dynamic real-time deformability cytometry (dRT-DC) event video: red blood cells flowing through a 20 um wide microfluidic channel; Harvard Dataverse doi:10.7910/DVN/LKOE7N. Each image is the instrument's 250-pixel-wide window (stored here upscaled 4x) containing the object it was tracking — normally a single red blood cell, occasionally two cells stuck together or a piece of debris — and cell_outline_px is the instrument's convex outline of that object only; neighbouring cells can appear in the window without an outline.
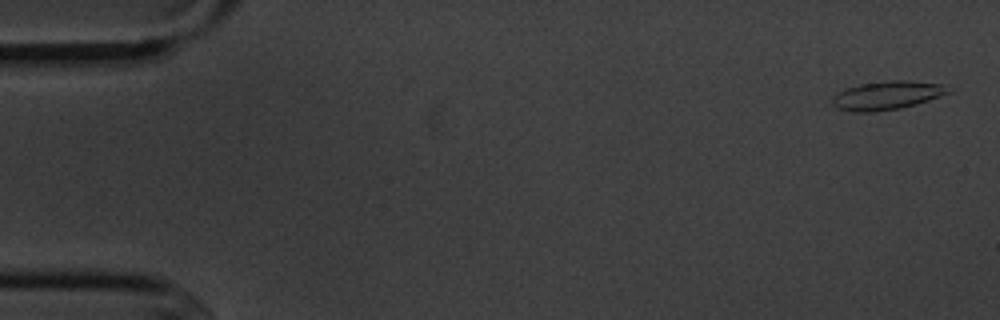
{"species": "common noctule bat (a hibernating species)", "species_latin": "Nyctalus noctula", "temperature_condition": "cold", "stored_images_in_passage": 5, "camera_frame_rate_fps": 3000, "um_per_image_px": 0.085, "animal": {"sex": "male", "body_mass_g": 20.1, "forearm_length_mm": 53.5}, "frame": {"image": 1, "passage_image": 1, "time_ms": 0.0, "image_size_px": [1000, 320], "cell_outline_px": [[952, 92], [916, 104], [900, 108], [872, 112], [856, 112], [840, 108], [832, 104], [832, 96], [844, 88], [860, 84], [892, 80], [908, 80], [944, 84]], "centroid_in_image_um": [75.4, 8.09], "position_along_channel_um": 9.6, "area_um2": 19.25}}
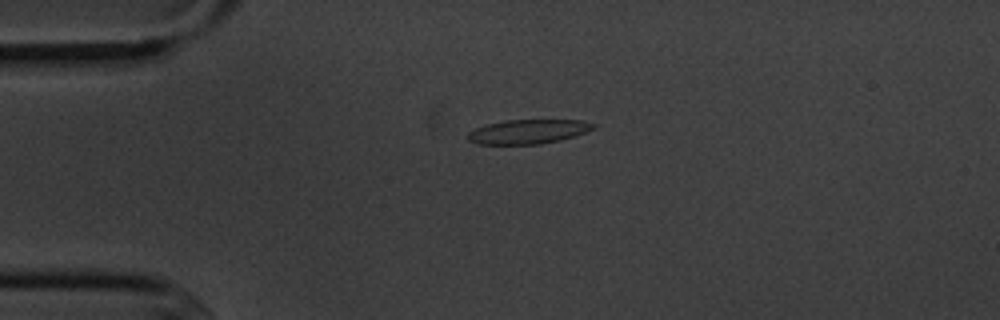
{"frame": {"image": 2, "passage_image": 4, "time_ms": 3.667, "image_size_px": [1000, 320], "cell_outline_px": [[600, 124], [596, 128], [560, 140], [540, 144], [476, 144], [468, 140], [464, 136], [468, 132], [476, 128], [488, 124], [504, 120], [580, 120]], "centroid_in_image_um": [44.88, 11.18], "position_along_channel_um": 40.1, "area_um2": 17.86}}